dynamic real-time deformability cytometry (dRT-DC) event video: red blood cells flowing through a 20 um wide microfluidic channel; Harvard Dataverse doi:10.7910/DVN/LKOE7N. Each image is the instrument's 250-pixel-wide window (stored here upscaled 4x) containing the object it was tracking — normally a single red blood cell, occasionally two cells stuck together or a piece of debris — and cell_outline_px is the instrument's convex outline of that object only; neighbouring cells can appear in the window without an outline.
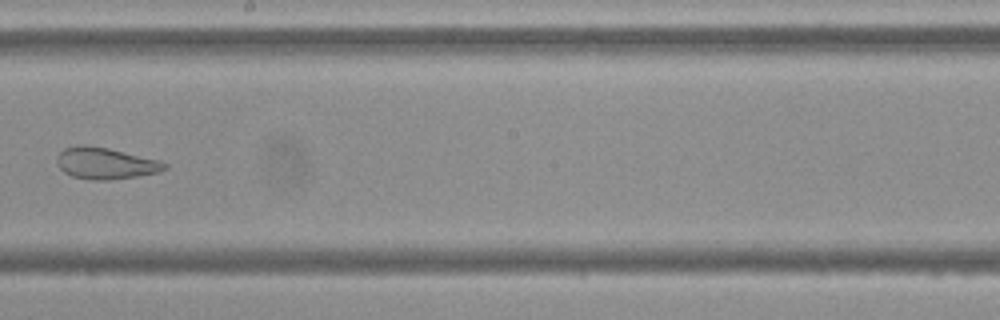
{"species": "Egyptian fruit bat (a non-hibernating species)", "species_latin": "Rousettus aegyptiacus", "temperature_condition": "cold", "stored_images_in_passage": 14, "camera_frame_rate_fps": 3000, "um_per_image_px": 0.085, "frame": {"image": 1, "passage_image": 8, "time_ms": 9.333, "image_size_px": [1000, 320], "cell_outline_px": [[168, 168], [160, 172], [140, 176], [108, 180], [88, 180], [72, 176], [64, 172], [60, 168], [56, 160], [56, 156], [64, 148], [80, 144], [84, 144], [108, 148], [160, 160], [168, 164]], "centroid_in_image_um": [8.98, 13.88], "position_along_channel_um": 239.2, "area_um2": 20.06}}
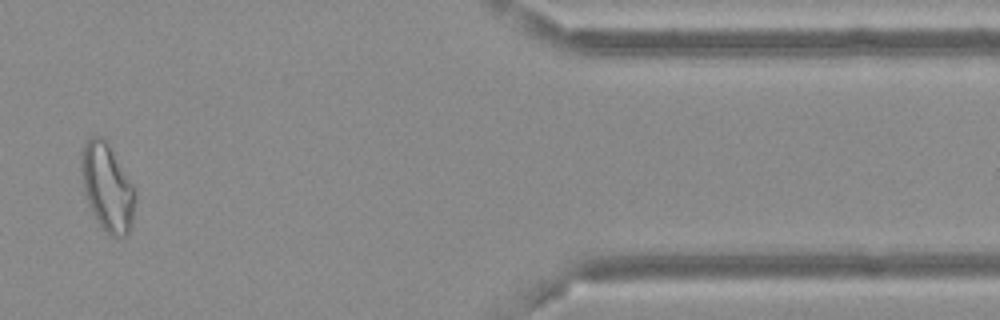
{"frame": {"image": 2, "passage_image": 12, "time_ms": 15.0, "image_size_px": [1000, 320], "cell_outline_px": [[136, 200], [132, 224], [128, 232], [124, 236], [112, 236], [104, 232], [88, 204], [84, 188], [80, 168], [80, 152], [84, 144], [92, 136], [104, 136], [136, 188]], "centroid_in_image_um": [9.13, 15.89], "position_along_channel_um": 402.3, "area_um2": 27.86}, "authors_computed_cell_mechanics": {"area_um2": 26.5013, "velocity_mm_per_s": 3.6556, "shape_relaxation_time_tau1_ms": null, "shape_relaxation_time_tau2_ms": 1.2124, "deformation_change_tau1": null, "deformation_change_tau2": 0.0703}}